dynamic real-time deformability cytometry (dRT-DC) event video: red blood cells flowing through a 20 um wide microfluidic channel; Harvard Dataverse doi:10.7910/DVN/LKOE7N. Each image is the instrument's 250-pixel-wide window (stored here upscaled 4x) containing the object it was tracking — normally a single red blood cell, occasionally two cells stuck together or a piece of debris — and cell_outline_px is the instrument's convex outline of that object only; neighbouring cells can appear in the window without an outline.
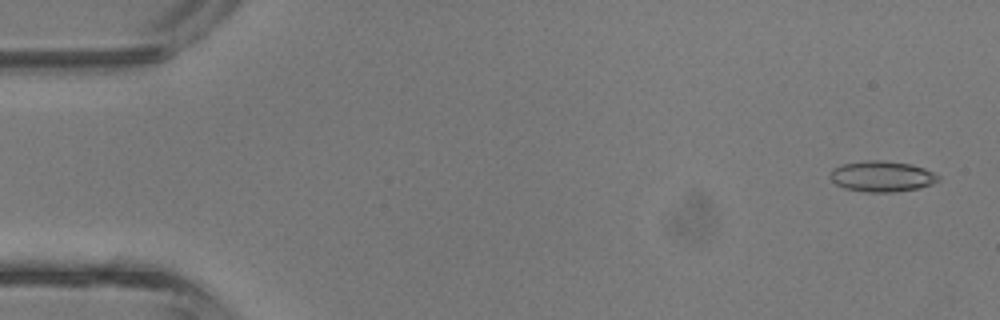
{"species": "common noctule bat (a hibernating species)", "species_latin": "Nyctalus noctula", "temperature_condition": "room temperature", "stored_images_in_passage": 41, "camera_frame_rate_fps": 3000, "um_per_image_px": 0.085, "animal": {"sex": "male", "body_mass_g": 13.3}, "frame": {"image": 1, "passage_image": 2, "time_ms": 0.333, "image_size_px": [1000, 320], "cell_outline_px": [[940, 180], [932, 184], [916, 188], [892, 192], [868, 192], [844, 188], [836, 184], [828, 176], [832, 168], [840, 164], [864, 160], [880, 160], [912, 164], [924, 168], [940, 176]], "centroid_in_image_um": [74.92, 14.97], "position_along_channel_um": 10.1, "area_um2": 19.48}}
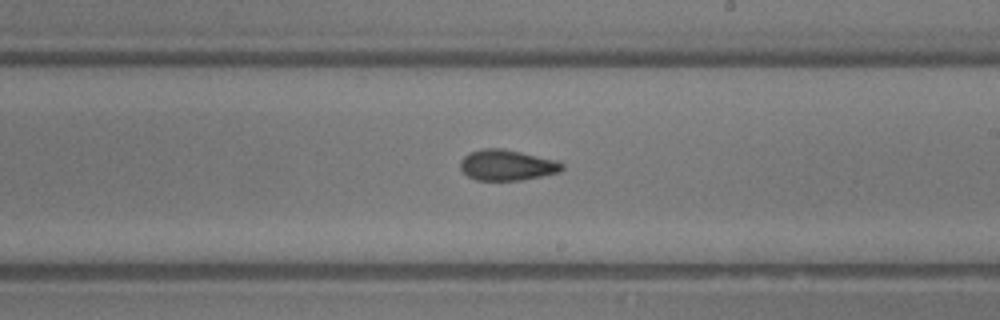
{"frame": {"image": 2, "passage_image": 24, "time_ms": 7.667, "image_size_px": [1000, 320], "cell_outline_px": [[564, 168], [560, 172], [520, 180], [476, 180], [468, 176], [460, 168], [460, 160], [468, 152], [484, 148], [500, 148], [520, 152], [556, 160], [564, 164]], "centroid_in_image_um": [43.07, 14.03], "position_along_channel_um": 245.9, "area_um2": 18.15}}
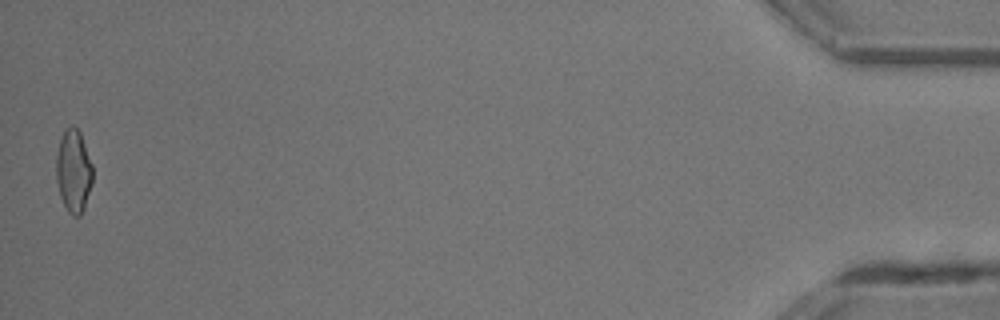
{"frame": {"image": 3, "passage_image": 41, "time_ms": 13.333, "image_size_px": [1000, 320], "cell_outline_px": [[92, 184], [84, 208], [80, 216], [72, 216], [68, 212], [60, 196], [56, 180], [56, 152], [64, 128], [72, 124], [80, 132], [92, 164]], "centroid_in_image_um": [6.24, 14.52], "position_along_channel_um": 429.0, "area_um2": 17.74}}